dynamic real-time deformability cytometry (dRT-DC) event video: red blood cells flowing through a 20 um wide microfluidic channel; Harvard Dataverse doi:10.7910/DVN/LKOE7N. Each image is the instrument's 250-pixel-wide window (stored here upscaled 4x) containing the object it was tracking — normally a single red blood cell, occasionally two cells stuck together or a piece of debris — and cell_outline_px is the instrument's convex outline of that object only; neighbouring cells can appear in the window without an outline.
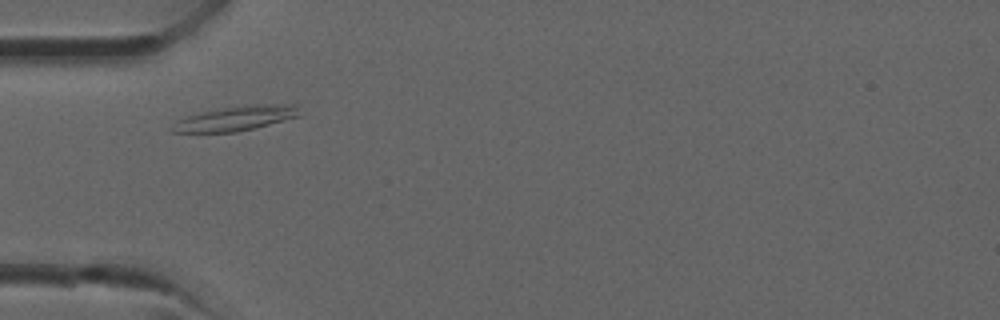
{"species": "common noctule bat (a hibernating species)", "species_latin": "Nyctalus noctula", "temperature_condition": "room temperature", "stored_images_in_passage": 1, "camera_frame_rate_fps": 3000, "um_per_image_px": 0.085, "animal": {"sex": "male", "forearm_length_mm": 52.5}, "frame": {"image": 1, "passage_image": 1, "time_ms": 0.0, "image_size_px": [1000, 320], "cell_outline_px": [[300, 116], [236, 132], [168, 132], [168, 128], [176, 120], [200, 112], [224, 108], [256, 104], [296, 104]], "centroid_in_image_um": [19.97, 10.07], "position_along_channel_um": 65.0, "area_um2": 18.09}}